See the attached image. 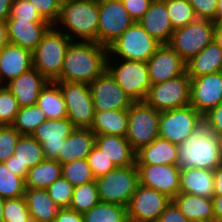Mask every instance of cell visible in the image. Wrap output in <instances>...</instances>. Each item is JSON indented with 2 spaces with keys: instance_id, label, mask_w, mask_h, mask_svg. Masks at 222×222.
Here are the masks:
<instances>
[{
  "instance_id": "1",
  "label": "cell",
  "mask_w": 222,
  "mask_h": 222,
  "mask_svg": "<svg viewBox=\"0 0 222 222\" xmlns=\"http://www.w3.org/2000/svg\"><path fill=\"white\" fill-rule=\"evenodd\" d=\"M108 49L97 42L71 41L61 74L54 81L90 84L106 70Z\"/></svg>"
},
{
  "instance_id": "2",
  "label": "cell",
  "mask_w": 222,
  "mask_h": 222,
  "mask_svg": "<svg viewBox=\"0 0 222 222\" xmlns=\"http://www.w3.org/2000/svg\"><path fill=\"white\" fill-rule=\"evenodd\" d=\"M177 167L203 168L213 171L222 163V140L212 133L202 119L188 138L178 145Z\"/></svg>"
},
{
  "instance_id": "3",
  "label": "cell",
  "mask_w": 222,
  "mask_h": 222,
  "mask_svg": "<svg viewBox=\"0 0 222 222\" xmlns=\"http://www.w3.org/2000/svg\"><path fill=\"white\" fill-rule=\"evenodd\" d=\"M98 24L99 0H63L54 27L59 31L63 28L72 41L78 38V41L98 43ZM58 25L62 26L58 28Z\"/></svg>"
},
{
  "instance_id": "4",
  "label": "cell",
  "mask_w": 222,
  "mask_h": 222,
  "mask_svg": "<svg viewBox=\"0 0 222 222\" xmlns=\"http://www.w3.org/2000/svg\"><path fill=\"white\" fill-rule=\"evenodd\" d=\"M71 41L63 31L52 26L32 52L33 67L49 81H54L61 74Z\"/></svg>"
},
{
  "instance_id": "5",
  "label": "cell",
  "mask_w": 222,
  "mask_h": 222,
  "mask_svg": "<svg viewBox=\"0 0 222 222\" xmlns=\"http://www.w3.org/2000/svg\"><path fill=\"white\" fill-rule=\"evenodd\" d=\"M101 202L128 206L139 184L137 165L117 166L95 179Z\"/></svg>"
},
{
  "instance_id": "6",
  "label": "cell",
  "mask_w": 222,
  "mask_h": 222,
  "mask_svg": "<svg viewBox=\"0 0 222 222\" xmlns=\"http://www.w3.org/2000/svg\"><path fill=\"white\" fill-rule=\"evenodd\" d=\"M161 45L138 22H133L107 47L108 57L147 62Z\"/></svg>"
},
{
  "instance_id": "7",
  "label": "cell",
  "mask_w": 222,
  "mask_h": 222,
  "mask_svg": "<svg viewBox=\"0 0 222 222\" xmlns=\"http://www.w3.org/2000/svg\"><path fill=\"white\" fill-rule=\"evenodd\" d=\"M113 61L112 57H107L106 70L134 102L144 101L151 87L147 62L123 59Z\"/></svg>"
},
{
  "instance_id": "8",
  "label": "cell",
  "mask_w": 222,
  "mask_h": 222,
  "mask_svg": "<svg viewBox=\"0 0 222 222\" xmlns=\"http://www.w3.org/2000/svg\"><path fill=\"white\" fill-rule=\"evenodd\" d=\"M160 111L145 101L134 102L128 109V130L125 138L135 151L159 137Z\"/></svg>"
},
{
  "instance_id": "9",
  "label": "cell",
  "mask_w": 222,
  "mask_h": 222,
  "mask_svg": "<svg viewBox=\"0 0 222 222\" xmlns=\"http://www.w3.org/2000/svg\"><path fill=\"white\" fill-rule=\"evenodd\" d=\"M213 41L214 21L197 19L174 30L169 46L188 62Z\"/></svg>"
},
{
  "instance_id": "10",
  "label": "cell",
  "mask_w": 222,
  "mask_h": 222,
  "mask_svg": "<svg viewBox=\"0 0 222 222\" xmlns=\"http://www.w3.org/2000/svg\"><path fill=\"white\" fill-rule=\"evenodd\" d=\"M63 94L67 118L75 128H90L95 115L89 84L55 81Z\"/></svg>"
},
{
  "instance_id": "11",
  "label": "cell",
  "mask_w": 222,
  "mask_h": 222,
  "mask_svg": "<svg viewBox=\"0 0 222 222\" xmlns=\"http://www.w3.org/2000/svg\"><path fill=\"white\" fill-rule=\"evenodd\" d=\"M191 78L185 72L168 81L151 85L145 102L158 111L190 105Z\"/></svg>"
},
{
  "instance_id": "12",
  "label": "cell",
  "mask_w": 222,
  "mask_h": 222,
  "mask_svg": "<svg viewBox=\"0 0 222 222\" xmlns=\"http://www.w3.org/2000/svg\"><path fill=\"white\" fill-rule=\"evenodd\" d=\"M202 119L203 116L191 105L160 111L159 137L179 145Z\"/></svg>"
},
{
  "instance_id": "13",
  "label": "cell",
  "mask_w": 222,
  "mask_h": 222,
  "mask_svg": "<svg viewBox=\"0 0 222 222\" xmlns=\"http://www.w3.org/2000/svg\"><path fill=\"white\" fill-rule=\"evenodd\" d=\"M171 201L166 194L138 184L127 206L128 222H156Z\"/></svg>"
},
{
  "instance_id": "14",
  "label": "cell",
  "mask_w": 222,
  "mask_h": 222,
  "mask_svg": "<svg viewBox=\"0 0 222 222\" xmlns=\"http://www.w3.org/2000/svg\"><path fill=\"white\" fill-rule=\"evenodd\" d=\"M133 22L121 0H99L98 44L108 47Z\"/></svg>"
},
{
  "instance_id": "15",
  "label": "cell",
  "mask_w": 222,
  "mask_h": 222,
  "mask_svg": "<svg viewBox=\"0 0 222 222\" xmlns=\"http://www.w3.org/2000/svg\"><path fill=\"white\" fill-rule=\"evenodd\" d=\"M94 110L109 111L116 109H129L134 100L114 80L111 74L105 70L90 84Z\"/></svg>"
},
{
  "instance_id": "16",
  "label": "cell",
  "mask_w": 222,
  "mask_h": 222,
  "mask_svg": "<svg viewBox=\"0 0 222 222\" xmlns=\"http://www.w3.org/2000/svg\"><path fill=\"white\" fill-rule=\"evenodd\" d=\"M222 103V71L191 78L190 105L202 116Z\"/></svg>"
},
{
  "instance_id": "17",
  "label": "cell",
  "mask_w": 222,
  "mask_h": 222,
  "mask_svg": "<svg viewBox=\"0 0 222 222\" xmlns=\"http://www.w3.org/2000/svg\"><path fill=\"white\" fill-rule=\"evenodd\" d=\"M139 184L153 188L173 199L179 193L180 169L177 165H137Z\"/></svg>"
},
{
  "instance_id": "18",
  "label": "cell",
  "mask_w": 222,
  "mask_h": 222,
  "mask_svg": "<svg viewBox=\"0 0 222 222\" xmlns=\"http://www.w3.org/2000/svg\"><path fill=\"white\" fill-rule=\"evenodd\" d=\"M151 85L173 79L186 72V62L169 44H162L147 61Z\"/></svg>"
},
{
  "instance_id": "19",
  "label": "cell",
  "mask_w": 222,
  "mask_h": 222,
  "mask_svg": "<svg viewBox=\"0 0 222 222\" xmlns=\"http://www.w3.org/2000/svg\"><path fill=\"white\" fill-rule=\"evenodd\" d=\"M75 129L67 118L47 119L31 134L44 150L46 159H56L66 137Z\"/></svg>"
},
{
  "instance_id": "20",
  "label": "cell",
  "mask_w": 222,
  "mask_h": 222,
  "mask_svg": "<svg viewBox=\"0 0 222 222\" xmlns=\"http://www.w3.org/2000/svg\"><path fill=\"white\" fill-rule=\"evenodd\" d=\"M45 159L42 145L31 135H21L14 154L4 163L9 171L25 179L28 170Z\"/></svg>"
},
{
  "instance_id": "21",
  "label": "cell",
  "mask_w": 222,
  "mask_h": 222,
  "mask_svg": "<svg viewBox=\"0 0 222 222\" xmlns=\"http://www.w3.org/2000/svg\"><path fill=\"white\" fill-rule=\"evenodd\" d=\"M6 23L8 42L32 52L52 27L49 22H31L19 19H7Z\"/></svg>"
},
{
  "instance_id": "22",
  "label": "cell",
  "mask_w": 222,
  "mask_h": 222,
  "mask_svg": "<svg viewBox=\"0 0 222 222\" xmlns=\"http://www.w3.org/2000/svg\"><path fill=\"white\" fill-rule=\"evenodd\" d=\"M49 80L34 67L10 80L5 86L12 92L19 107L31 106L37 103L40 91Z\"/></svg>"
},
{
  "instance_id": "23",
  "label": "cell",
  "mask_w": 222,
  "mask_h": 222,
  "mask_svg": "<svg viewBox=\"0 0 222 222\" xmlns=\"http://www.w3.org/2000/svg\"><path fill=\"white\" fill-rule=\"evenodd\" d=\"M33 68L32 51L8 43L0 50V85Z\"/></svg>"
},
{
  "instance_id": "24",
  "label": "cell",
  "mask_w": 222,
  "mask_h": 222,
  "mask_svg": "<svg viewBox=\"0 0 222 222\" xmlns=\"http://www.w3.org/2000/svg\"><path fill=\"white\" fill-rule=\"evenodd\" d=\"M149 35L161 44H169L174 32L165 0H153L149 9L138 21Z\"/></svg>"
},
{
  "instance_id": "25",
  "label": "cell",
  "mask_w": 222,
  "mask_h": 222,
  "mask_svg": "<svg viewBox=\"0 0 222 222\" xmlns=\"http://www.w3.org/2000/svg\"><path fill=\"white\" fill-rule=\"evenodd\" d=\"M95 138L96 135L90 128H75L64 140L56 160L62 165L87 158L95 145Z\"/></svg>"
},
{
  "instance_id": "26",
  "label": "cell",
  "mask_w": 222,
  "mask_h": 222,
  "mask_svg": "<svg viewBox=\"0 0 222 222\" xmlns=\"http://www.w3.org/2000/svg\"><path fill=\"white\" fill-rule=\"evenodd\" d=\"M95 145L116 167L136 164V151L125 137L118 135H96Z\"/></svg>"
},
{
  "instance_id": "27",
  "label": "cell",
  "mask_w": 222,
  "mask_h": 222,
  "mask_svg": "<svg viewBox=\"0 0 222 222\" xmlns=\"http://www.w3.org/2000/svg\"><path fill=\"white\" fill-rule=\"evenodd\" d=\"M179 192L212 198L214 196L213 171L195 167L180 170Z\"/></svg>"
},
{
  "instance_id": "28",
  "label": "cell",
  "mask_w": 222,
  "mask_h": 222,
  "mask_svg": "<svg viewBox=\"0 0 222 222\" xmlns=\"http://www.w3.org/2000/svg\"><path fill=\"white\" fill-rule=\"evenodd\" d=\"M178 145L157 137L136 151V165H177Z\"/></svg>"
},
{
  "instance_id": "29",
  "label": "cell",
  "mask_w": 222,
  "mask_h": 222,
  "mask_svg": "<svg viewBox=\"0 0 222 222\" xmlns=\"http://www.w3.org/2000/svg\"><path fill=\"white\" fill-rule=\"evenodd\" d=\"M172 201L190 222L215 221L212 198L179 192Z\"/></svg>"
},
{
  "instance_id": "30",
  "label": "cell",
  "mask_w": 222,
  "mask_h": 222,
  "mask_svg": "<svg viewBox=\"0 0 222 222\" xmlns=\"http://www.w3.org/2000/svg\"><path fill=\"white\" fill-rule=\"evenodd\" d=\"M24 198L32 222H53L59 207L46 189L26 188Z\"/></svg>"
},
{
  "instance_id": "31",
  "label": "cell",
  "mask_w": 222,
  "mask_h": 222,
  "mask_svg": "<svg viewBox=\"0 0 222 222\" xmlns=\"http://www.w3.org/2000/svg\"><path fill=\"white\" fill-rule=\"evenodd\" d=\"M220 71H222V50L215 41L186 62V72L190 78Z\"/></svg>"
},
{
  "instance_id": "32",
  "label": "cell",
  "mask_w": 222,
  "mask_h": 222,
  "mask_svg": "<svg viewBox=\"0 0 222 222\" xmlns=\"http://www.w3.org/2000/svg\"><path fill=\"white\" fill-rule=\"evenodd\" d=\"M90 130L95 135H118L125 137L128 130V109L95 111Z\"/></svg>"
},
{
  "instance_id": "33",
  "label": "cell",
  "mask_w": 222,
  "mask_h": 222,
  "mask_svg": "<svg viewBox=\"0 0 222 222\" xmlns=\"http://www.w3.org/2000/svg\"><path fill=\"white\" fill-rule=\"evenodd\" d=\"M47 119H62L67 117L66 104L59 85L49 81L40 91L36 103Z\"/></svg>"
},
{
  "instance_id": "34",
  "label": "cell",
  "mask_w": 222,
  "mask_h": 222,
  "mask_svg": "<svg viewBox=\"0 0 222 222\" xmlns=\"http://www.w3.org/2000/svg\"><path fill=\"white\" fill-rule=\"evenodd\" d=\"M61 176V164L56 159H45L28 170L25 188L46 189Z\"/></svg>"
},
{
  "instance_id": "35",
  "label": "cell",
  "mask_w": 222,
  "mask_h": 222,
  "mask_svg": "<svg viewBox=\"0 0 222 222\" xmlns=\"http://www.w3.org/2000/svg\"><path fill=\"white\" fill-rule=\"evenodd\" d=\"M82 216L84 222H128L126 207L101 201Z\"/></svg>"
},
{
  "instance_id": "36",
  "label": "cell",
  "mask_w": 222,
  "mask_h": 222,
  "mask_svg": "<svg viewBox=\"0 0 222 222\" xmlns=\"http://www.w3.org/2000/svg\"><path fill=\"white\" fill-rule=\"evenodd\" d=\"M46 120L44 112L35 104L20 107L12 126L22 135H31Z\"/></svg>"
},
{
  "instance_id": "37",
  "label": "cell",
  "mask_w": 222,
  "mask_h": 222,
  "mask_svg": "<svg viewBox=\"0 0 222 222\" xmlns=\"http://www.w3.org/2000/svg\"><path fill=\"white\" fill-rule=\"evenodd\" d=\"M100 202L98 189L95 181L84 183L74 187L70 209L80 214L91 210Z\"/></svg>"
},
{
  "instance_id": "38",
  "label": "cell",
  "mask_w": 222,
  "mask_h": 222,
  "mask_svg": "<svg viewBox=\"0 0 222 222\" xmlns=\"http://www.w3.org/2000/svg\"><path fill=\"white\" fill-rule=\"evenodd\" d=\"M61 175L74 187L96 179L86 158L62 164Z\"/></svg>"
},
{
  "instance_id": "39",
  "label": "cell",
  "mask_w": 222,
  "mask_h": 222,
  "mask_svg": "<svg viewBox=\"0 0 222 222\" xmlns=\"http://www.w3.org/2000/svg\"><path fill=\"white\" fill-rule=\"evenodd\" d=\"M25 179L9 171L6 164L0 162V196L15 199L24 196Z\"/></svg>"
},
{
  "instance_id": "40",
  "label": "cell",
  "mask_w": 222,
  "mask_h": 222,
  "mask_svg": "<svg viewBox=\"0 0 222 222\" xmlns=\"http://www.w3.org/2000/svg\"><path fill=\"white\" fill-rule=\"evenodd\" d=\"M173 29L184 27L198 18L188 0H165Z\"/></svg>"
},
{
  "instance_id": "41",
  "label": "cell",
  "mask_w": 222,
  "mask_h": 222,
  "mask_svg": "<svg viewBox=\"0 0 222 222\" xmlns=\"http://www.w3.org/2000/svg\"><path fill=\"white\" fill-rule=\"evenodd\" d=\"M3 222H32L24 196L5 199Z\"/></svg>"
},
{
  "instance_id": "42",
  "label": "cell",
  "mask_w": 222,
  "mask_h": 222,
  "mask_svg": "<svg viewBox=\"0 0 222 222\" xmlns=\"http://www.w3.org/2000/svg\"><path fill=\"white\" fill-rule=\"evenodd\" d=\"M48 194L59 208H69L74 186L62 176L46 188Z\"/></svg>"
},
{
  "instance_id": "43",
  "label": "cell",
  "mask_w": 222,
  "mask_h": 222,
  "mask_svg": "<svg viewBox=\"0 0 222 222\" xmlns=\"http://www.w3.org/2000/svg\"><path fill=\"white\" fill-rule=\"evenodd\" d=\"M19 108L12 92L5 85H0V126L12 125Z\"/></svg>"
},
{
  "instance_id": "44",
  "label": "cell",
  "mask_w": 222,
  "mask_h": 222,
  "mask_svg": "<svg viewBox=\"0 0 222 222\" xmlns=\"http://www.w3.org/2000/svg\"><path fill=\"white\" fill-rule=\"evenodd\" d=\"M21 135L12 125L0 126V162H6L14 154Z\"/></svg>"
},
{
  "instance_id": "45",
  "label": "cell",
  "mask_w": 222,
  "mask_h": 222,
  "mask_svg": "<svg viewBox=\"0 0 222 222\" xmlns=\"http://www.w3.org/2000/svg\"><path fill=\"white\" fill-rule=\"evenodd\" d=\"M86 159L95 178L107 174L116 167L96 145L93 146Z\"/></svg>"
},
{
  "instance_id": "46",
  "label": "cell",
  "mask_w": 222,
  "mask_h": 222,
  "mask_svg": "<svg viewBox=\"0 0 222 222\" xmlns=\"http://www.w3.org/2000/svg\"><path fill=\"white\" fill-rule=\"evenodd\" d=\"M8 19H19L31 22H47L40 16L33 4L27 0H13L11 14Z\"/></svg>"
},
{
  "instance_id": "47",
  "label": "cell",
  "mask_w": 222,
  "mask_h": 222,
  "mask_svg": "<svg viewBox=\"0 0 222 222\" xmlns=\"http://www.w3.org/2000/svg\"><path fill=\"white\" fill-rule=\"evenodd\" d=\"M33 4L40 16L52 26L57 22L63 0H27Z\"/></svg>"
},
{
  "instance_id": "48",
  "label": "cell",
  "mask_w": 222,
  "mask_h": 222,
  "mask_svg": "<svg viewBox=\"0 0 222 222\" xmlns=\"http://www.w3.org/2000/svg\"><path fill=\"white\" fill-rule=\"evenodd\" d=\"M218 0H188L198 19L216 21Z\"/></svg>"
},
{
  "instance_id": "49",
  "label": "cell",
  "mask_w": 222,
  "mask_h": 222,
  "mask_svg": "<svg viewBox=\"0 0 222 222\" xmlns=\"http://www.w3.org/2000/svg\"><path fill=\"white\" fill-rule=\"evenodd\" d=\"M209 130L222 140V103L203 115Z\"/></svg>"
},
{
  "instance_id": "50",
  "label": "cell",
  "mask_w": 222,
  "mask_h": 222,
  "mask_svg": "<svg viewBox=\"0 0 222 222\" xmlns=\"http://www.w3.org/2000/svg\"><path fill=\"white\" fill-rule=\"evenodd\" d=\"M131 19L138 22L149 9L153 0H121Z\"/></svg>"
},
{
  "instance_id": "51",
  "label": "cell",
  "mask_w": 222,
  "mask_h": 222,
  "mask_svg": "<svg viewBox=\"0 0 222 222\" xmlns=\"http://www.w3.org/2000/svg\"><path fill=\"white\" fill-rule=\"evenodd\" d=\"M156 222H190L180 211L177 205L171 201Z\"/></svg>"
},
{
  "instance_id": "52",
  "label": "cell",
  "mask_w": 222,
  "mask_h": 222,
  "mask_svg": "<svg viewBox=\"0 0 222 222\" xmlns=\"http://www.w3.org/2000/svg\"><path fill=\"white\" fill-rule=\"evenodd\" d=\"M53 222H84L82 214L70 208H59Z\"/></svg>"
},
{
  "instance_id": "53",
  "label": "cell",
  "mask_w": 222,
  "mask_h": 222,
  "mask_svg": "<svg viewBox=\"0 0 222 222\" xmlns=\"http://www.w3.org/2000/svg\"><path fill=\"white\" fill-rule=\"evenodd\" d=\"M214 196H222V163L214 170Z\"/></svg>"
},
{
  "instance_id": "54",
  "label": "cell",
  "mask_w": 222,
  "mask_h": 222,
  "mask_svg": "<svg viewBox=\"0 0 222 222\" xmlns=\"http://www.w3.org/2000/svg\"><path fill=\"white\" fill-rule=\"evenodd\" d=\"M13 0H0V20L6 21L11 14Z\"/></svg>"
},
{
  "instance_id": "55",
  "label": "cell",
  "mask_w": 222,
  "mask_h": 222,
  "mask_svg": "<svg viewBox=\"0 0 222 222\" xmlns=\"http://www.w3.org/2000/svg\"><path fill=\"white\" fill-rule=\"evenodd\" d=\"M212 200L215 221L222 222V196H213Z\"/></svg>"
},
{
  "instance_id": "56",
  "label": "cell",
  "mask_w": 222,
  "mask_h": 222,
  "mask_svg": "<svg viewBox=\"0 0 222 222\" xmlns=\"http://www.w3.org/2000/svg\"><path fill=\"white\" fill-rule=\"evenodd\" d=\"M214 41L222 50V21H214Z\"/></svg>"
},
{
  "instance_id": "57",
  "label": "cell",
  "mask_w": 222,
  "mask_h": 222,
  "mask_svg": "<svg viewBox=\"0 0 222 222\" xmlns=\"http://www.w3.org/2000/svg\"><path fill=\"white\" fill-rule=\"evenodd\" d=\"M7 37V23L0 20V50H2L8 44Z\"/></svg>"
},
{
  "instance_id": "58",
  "label": "cell",
  "mask_w": 222,
  "mask_h": 222,
  "mask_svg": "<svg viewBox=\"0 0 222 222\" xmlns=\"http://www.w3.org/2000/svg\"><path fill=\"white\" fill-rule=\"evenodd\" d=\"M216 21H222V0L217 1Z\"/></svg>"
},
{
  "instance_id": "59",
  "label": "cell",
  "mask_w": 222,
  "mask_h": 222,
  "mask_svg": "<svg viewBox=\"0 0 222 222\" xmlns=\"http://www.w3.org/2000/svg\"><path fill=\"white\" fill-rule=\"evenodd\" d=\"M5 199L0 196V222H3V208Z\"/></svg>"
}]
</instances>
